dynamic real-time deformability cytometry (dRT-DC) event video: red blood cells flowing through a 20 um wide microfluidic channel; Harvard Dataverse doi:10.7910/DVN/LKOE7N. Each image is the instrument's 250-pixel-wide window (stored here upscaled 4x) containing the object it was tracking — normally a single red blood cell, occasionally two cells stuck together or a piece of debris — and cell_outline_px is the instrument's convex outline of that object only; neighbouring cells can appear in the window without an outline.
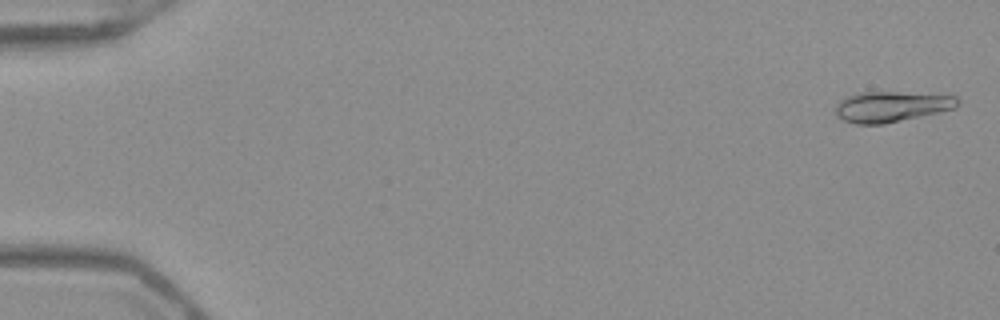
{"species": "Egyptian fruit bat (a non-hibernating species)", "species_latin": "Rousettus aegyptiacus", "temperature_condition": "warm", "stored_images_in_passage": 10, "camera_frame_rate_fps": 3000, "um_per_image_px": 0.085, "frame": {"image": 1, "passage_image": 2, "time_ms": 0.333, "image_size_px": [1000, 320], "cell_outline_px": [[960, 104], [956, 108], [940, 112], [884, 124], [856, 124], [844, 120], [836, 116], [836, 104], [844, 96], [860, 92], [956, 92], [960, 100]], "centroid_in_image_um": [75.92, 9.02], "position_along_channel_um": 9.1, "area_um2": 22.77}}